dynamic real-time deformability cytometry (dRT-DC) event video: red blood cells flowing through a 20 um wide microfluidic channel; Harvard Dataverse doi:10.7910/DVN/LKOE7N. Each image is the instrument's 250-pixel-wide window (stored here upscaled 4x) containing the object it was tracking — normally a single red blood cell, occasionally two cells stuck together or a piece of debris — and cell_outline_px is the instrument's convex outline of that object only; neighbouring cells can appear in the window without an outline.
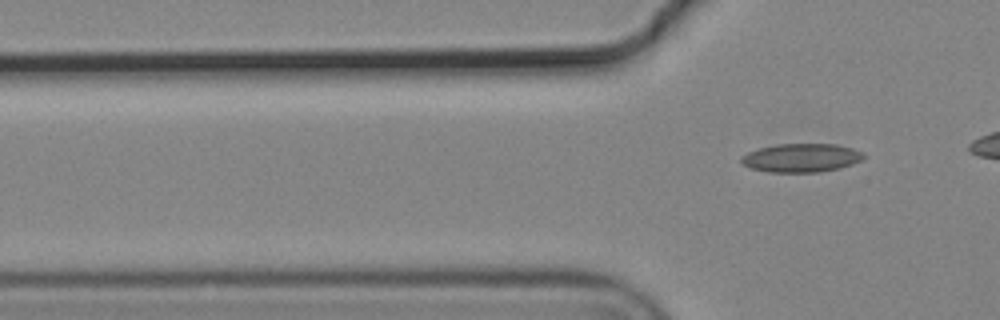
{"species": "common noctule bat (a hibernating species)", "species_latin": "Nyctalus noctula", "temperature_condition": "cold", "stored_images_in_passage": 4, "camera_frame_rate_fps": 3000, "um_per_image_px": 0.085, "animal": {"sex": "male", "body_mass_g": 19.2, "forearm_length_mm": 51.8}, "frame": {"image": 1, "passage_image": 4, "time_ms": 1.0, "image_size_px": [1000, 320], "cell_outline_px": [[864, 156], [860, 160], [852, 164], [840, 168], [820, 172], [768, 172], [752, 168], [740, 164], [740, 156], [748, 152], [760, 148], [776, 144], [836, 144], [852, 148], [864, 152]], "centroid_in_image_um": [68.08, 13.42], "position_along_channel_um": 57.7, "area_um2": 20.46}}